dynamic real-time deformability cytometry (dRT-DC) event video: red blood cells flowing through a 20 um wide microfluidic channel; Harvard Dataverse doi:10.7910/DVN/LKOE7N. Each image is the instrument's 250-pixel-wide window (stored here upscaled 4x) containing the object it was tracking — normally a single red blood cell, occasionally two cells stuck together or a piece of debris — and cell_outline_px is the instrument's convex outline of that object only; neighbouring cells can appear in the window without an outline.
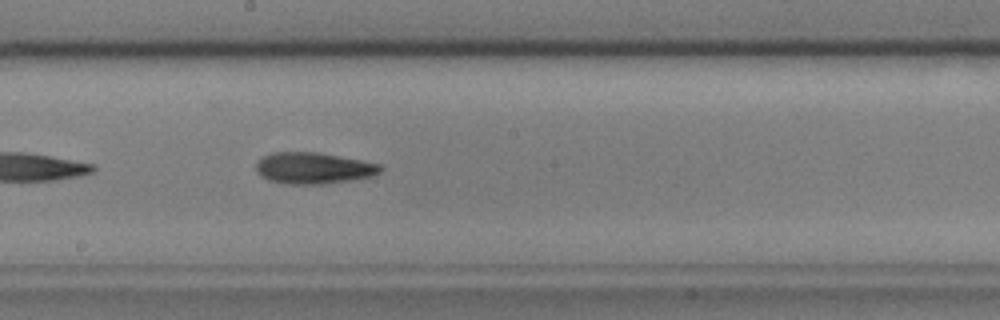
{"species": "common noctule bat (a hibernating species)", "species_latin": "Nyctalus noctula", "temperature_condition": "cold", "stored_images_in_passage": 34, "camera_frame_rate_fps": 3000, "um_per_image_px": 0.085, "animal": {"sex": "male", "body_mass_g": 17.9, "forearm_length_mm": 54.2}, "frame": {"image": 1, "passage_image": 15, "time_ms": 4.667, "image_size_px": [1000, 320], "cell_outline_px": [[384, 168], [380, 172], [372, 176], [324, 184], [288, 184], [268, 180], [260, 176], [256, 172], [256, 164], [264, 156], [272, 152], [316, 152], [384, 164]], "centroid_in_image_um": [26.66, 14.29], "position_along_channel_um": 221.5, "area_um2": 22.77}, "authors_computed_cell_mechanics": {"area_um2": 21.9351, "velocity_mm_per_s": 3.6239, "shape_relaxation_time_tau1_ms": 7.5904, "shape_relaxation_time_tau2_ms": 8.7822, "deformation_change_tau1": 0.1745, "deformation_change_tau2": 0.2102}}